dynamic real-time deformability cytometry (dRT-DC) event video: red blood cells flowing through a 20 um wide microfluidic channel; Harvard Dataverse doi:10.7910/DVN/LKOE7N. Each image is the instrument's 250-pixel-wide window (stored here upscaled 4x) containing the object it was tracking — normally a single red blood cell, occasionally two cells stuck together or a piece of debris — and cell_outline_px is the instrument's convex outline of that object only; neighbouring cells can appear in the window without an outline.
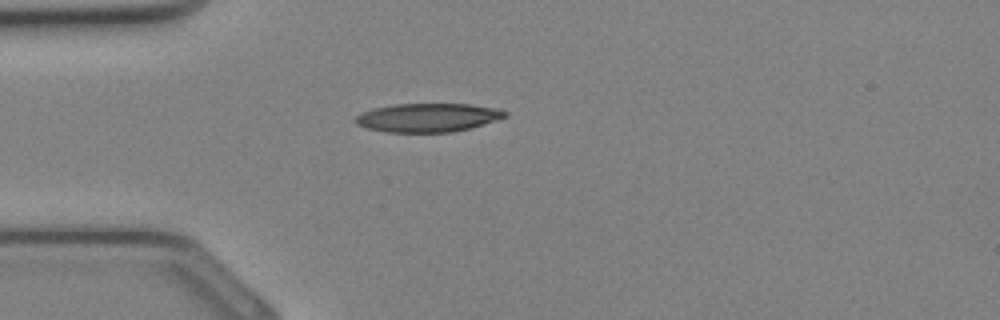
{"species": "Egyptian fruit bat (a non-hibernating species)", "species_latin": "Rousettus aegyptiacus", "temperature_condition": "cold", "stored_images_in_passage": 25, "camera_frame_rate_fps": 3000, "um_per_image_px": 0.085, "animal": {"sex": "female"}, "frame": {"image": 1, "passage_image": 1, "time_ms": 0.0, "image_size_px": [1000, 320], "cell_outline_px": [[508, 116], [496, 120], [468, 128], [452, 132], [384, 132], [368, 128], [356, 124], [352, 120], [360, 112], [372, 108], [396, 104], [468, 104], [500, 108], [508, 112]], "centroid_in_image_um": [36.34, 9.99], "position_along_channel_um": 48.7, "area_um2": 25.09}}
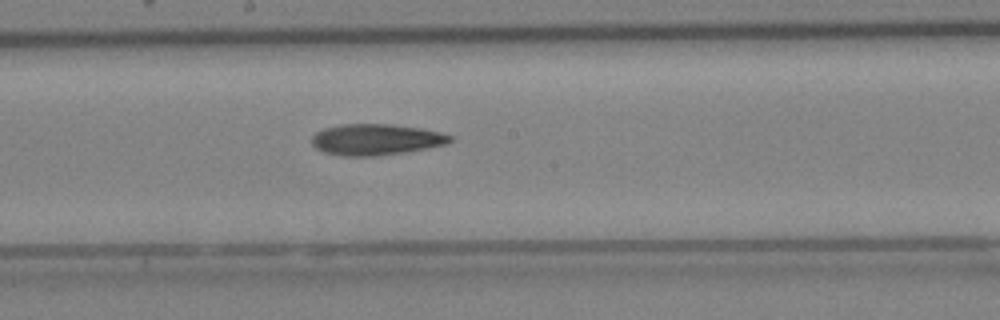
{"frame": {"image": 2, "passage_image": 10, "time_ms": 3.0, "image_size_px": [1000, 320], "cell_outline_px": [[452, 140], [444, 144], [404, 152], [376, 156], [344, 156], [324, 152], [316, 148], [312, 144], [312, 136], [316, 132], [324, 128], [340, 124], [388, 124], [420, 128], [440, 132], [452, 136]], "centroid_in_image_um": [31.91, 11.85], "position_along_channel_um": 216.3, "area_um2": 24.85}}
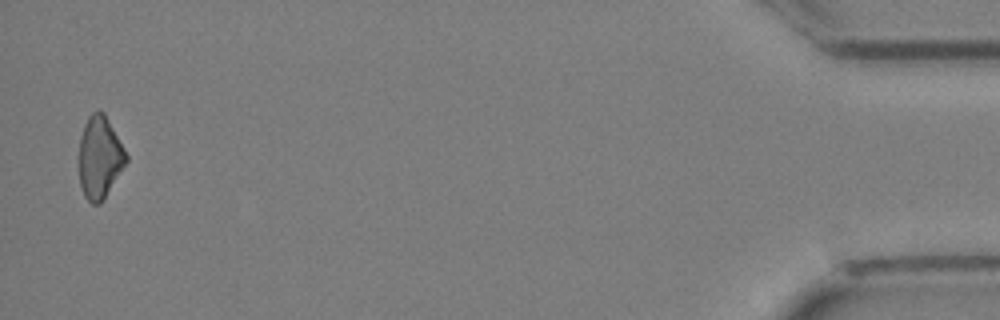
{"frame": {"image": 3, "passage_image": 25, "time_ms": 8.0, "image_size_px": [1000, 320], "cell_outline_px": [[128, 160], [100, 204], [92, 204], [84, 196], [80, 184], [80, 136], [84, 124], [88, 116], [92, 112], [104, 112], [124, 148], [128, 156]], "centroid_in_image_um": [8.47, 13.37], "position_along_channel_um": 426.7, "area_um2": 22.25}}